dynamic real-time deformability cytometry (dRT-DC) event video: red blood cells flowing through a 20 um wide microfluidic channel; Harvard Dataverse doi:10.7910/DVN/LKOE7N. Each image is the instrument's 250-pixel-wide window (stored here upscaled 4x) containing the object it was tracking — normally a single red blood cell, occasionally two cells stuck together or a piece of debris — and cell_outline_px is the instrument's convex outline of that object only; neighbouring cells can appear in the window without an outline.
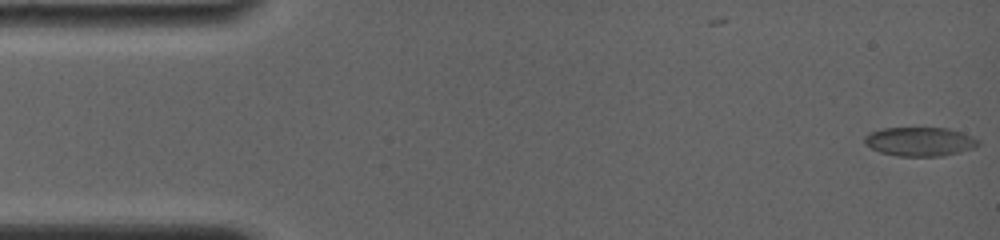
{"species": "common noctule bat (a hibernating species)", "species_latin": "Nyctalus noctula", "temperature_condition": "room temperature", "stored_images_in_passage": 3, "camera_frame_rate_fps": 4000, "um_per_image_px": 0.085, "animal": {"sex": "female", "body_mass_g": 19.0, "forearm_length_mm": 56.7}, "frame": {"image": 1, "passage_image": 3, "time_ms": 0.25, "image_size_px": [1000, 240], "cell_outline_px": [[980, 144], [976, 148], [944, 156], [896, 156], [880, 152], [864, 144], [864, 136], [872, 132], [884, 128], [948, 128], [960, 132], [980, 140]], "centroid_in_image_um": [78.21, 12.05], "position_along_channel_um": 6.8, "area_um2": 19.25}}